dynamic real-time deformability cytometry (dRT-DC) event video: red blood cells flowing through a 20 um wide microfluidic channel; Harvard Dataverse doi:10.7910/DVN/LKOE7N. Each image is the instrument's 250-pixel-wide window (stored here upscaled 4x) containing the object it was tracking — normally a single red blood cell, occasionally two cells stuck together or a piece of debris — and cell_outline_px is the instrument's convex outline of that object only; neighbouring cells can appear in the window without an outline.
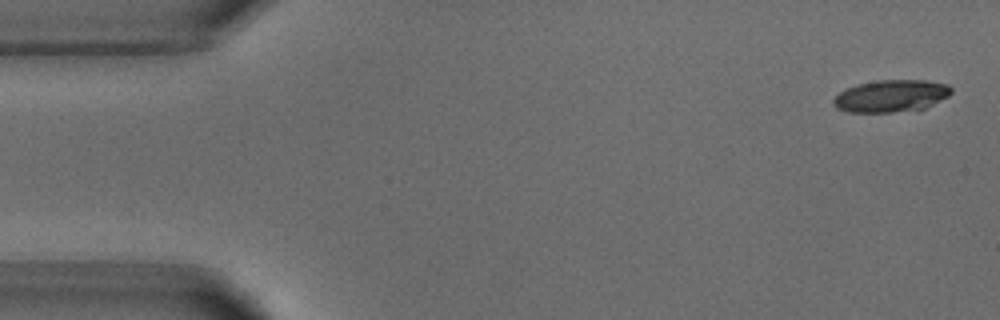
{"species": "common noctule bat (a hibernating species)", "species_latin": "Nyctalus noctula", "temperature_condition": "warm", "stored_images_in_passage": 5, "camera_frame_rate_fps": 3000, "um_per_image_px": 0.085, "animal": {"sex": "male", "body_mass_g": 18.8}, "frame": {"image": 1, "passage_image": 1, "time_ms": 0.0, "image_size_px": [1000, 320], "cell_outline_px": [[952, 92], [948, 96], [924, 108], [892, 112], [848, 112], [836, 108], [832, 104], [832, 100], [840, 92], [856, 84], [880, 80], [924, 80], [948, 84], [952, 88]], "centroid_in_image_um": [75.73, 8.15], "position_along_channel_um": 9.3, "area_um2": 21.96}}
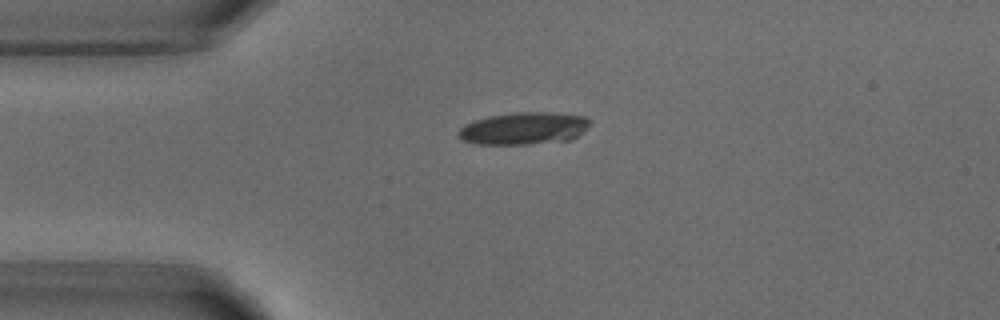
{"frame": {"image": 2, "passage_image": 4, "time_ms": 3.333, "image_size_px": [1000, 320], "cell_outline_px": [[588, 124], [584, 132], [572, 140], [528, 144], [476, 144], [460, 140], [456, 132], [464, 124], [472, 120], [488, 116], [516, 112], [548, 112], [584, 116], [588, 120]], "centroid_in_image_um": [44.46, 10.92], "position_along_channel_um": 40.5, "area_um2": 24.97}}